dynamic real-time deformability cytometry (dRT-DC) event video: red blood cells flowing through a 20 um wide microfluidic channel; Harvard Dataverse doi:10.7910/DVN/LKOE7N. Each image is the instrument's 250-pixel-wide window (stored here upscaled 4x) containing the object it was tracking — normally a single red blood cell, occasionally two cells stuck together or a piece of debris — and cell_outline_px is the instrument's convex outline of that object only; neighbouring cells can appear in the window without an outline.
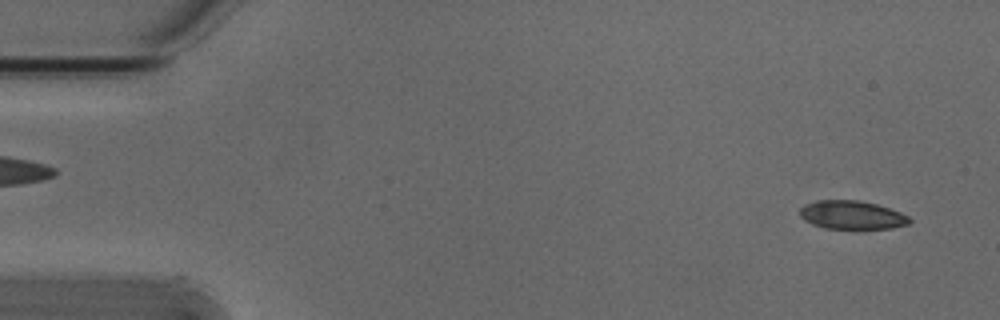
{"species": "Egyptian fruit bat (a non-hibernating species)", "species_latin": "Rousettus aegyptiacus", "temperature_condition": "cold", "stored_images_in_passage": 16, "camera_frame_rate_fps": 3000, "um_per_image_px": 0.085, "animal": {"sex": "male"}, "frame": {"image": 1, "passage_image": 1, "time_ms": 0.0, "image_size_px": [1000, 320], "cell_outline_px": [[912, 220], [908, 224], [892, 228], [856, 232], [824, 228], [812, 224], [804, 220], [800, 216], [800, 208], [804, 204], [816, 200], [860, 200], [876, 204], [900, 212], [908, 216]], "centroid_in_image_um": [72.41, 18.32], "position_along_channel_um": 12.6, "area_um2": 19.13}}
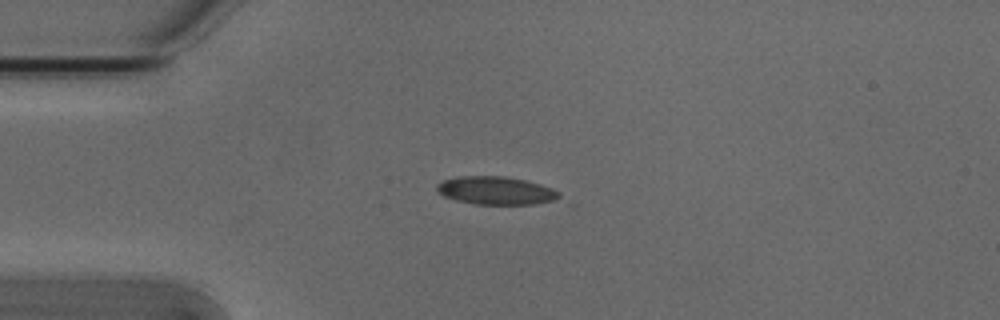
{"frame": {"image": 2, "passage_image": 11, "time_ms": 3.333, "image_size_px": [1000, 320], "cell_outline_px": [[560, 200], [532, 204], [472, 204], [456, 200], [444, 196], [436, 192], [436, 184], [444, 180], [456, 176], [504, 176], [524, 180], [540, 184], [552, 188], [560, 192]], "centroid_in_image_um": [42.15, 16.2], "position_along_channel_um": 42.9, "area_um2": 20.17}}